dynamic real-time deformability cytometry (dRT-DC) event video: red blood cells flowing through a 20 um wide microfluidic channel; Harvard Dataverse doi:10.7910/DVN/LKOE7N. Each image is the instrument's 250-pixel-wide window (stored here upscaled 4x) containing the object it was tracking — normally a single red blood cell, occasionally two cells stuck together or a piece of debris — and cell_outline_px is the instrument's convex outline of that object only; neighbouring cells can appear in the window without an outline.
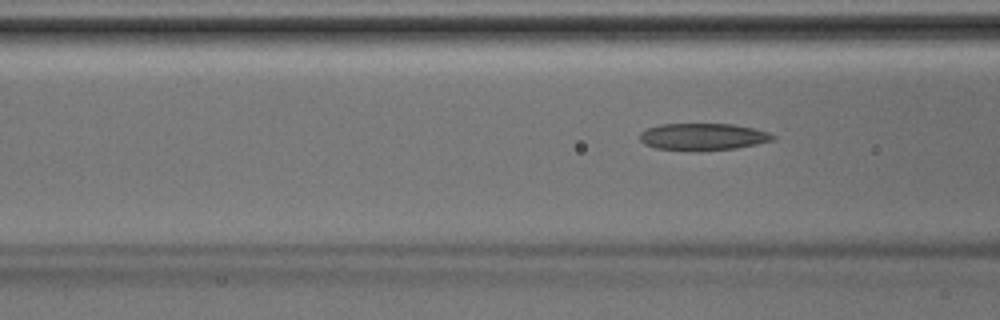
{"species": "Egyptian fruit bat (a non-hibernating species)", "species_latin": "Rousettus aegyptiacus", "temperature_condition": "room temperature", "stored_images_in_passage": 5, "camera_frame_rate_fps": 3000, "um_per_image_px": 0.085, "animal": {"sex": "male"}, "frame": {"image": 1, "passage_image": 5, "time_ms": 1.333, "image_size_px": [1000, 320], "cell_outline_px": [[776, 136], [772, 140], [756, 144], [736, 148], [696, 152], [692, 152], [656, 148], [644, 144], [640, 140], [640, 132], [648, 128], [660, 124], [732, 124], [752, 128], [768, 132]], "centroid_in_image_um": [59.71, 11.64], "position_along_channel_um": 106.9, "area_um2": 21.1}}